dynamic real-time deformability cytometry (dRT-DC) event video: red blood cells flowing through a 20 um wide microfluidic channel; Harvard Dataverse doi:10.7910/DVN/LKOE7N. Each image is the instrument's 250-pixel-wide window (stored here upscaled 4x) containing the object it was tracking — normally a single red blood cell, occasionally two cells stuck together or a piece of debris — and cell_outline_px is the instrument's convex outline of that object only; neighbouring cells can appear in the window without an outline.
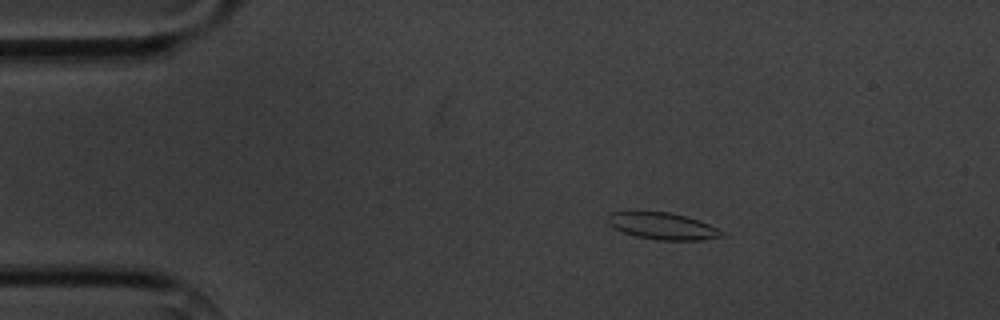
{"species": "common noctule bat (a hibernating species)", "species_latin": "Nyctalus noctula", "temperature_condition": "cold", "stored_images_in_passage": 4, "camera_frame_rate_fps": 3000, "um_per_image_px": 0.085, "animal": {"sex": "male", "body_mass_g": 20.1, "forearm_length_mm": 53.5}, "frame": {"image": 1, "passage_image": 1, "time_ms": 0.0, "image_size_px": [1000, 320], "cell_outline_px": [[724, 236], [700, 240], [660, 240], [636, 236], [624, 232], [608, 224], [608, 216], [612, 212], [672, 212], [700, 220], [716, 228]], "centroid_in_image_um": [56.32, 19.21], "position_along_channel_um": 28.7, "area_um2": 17.46}}
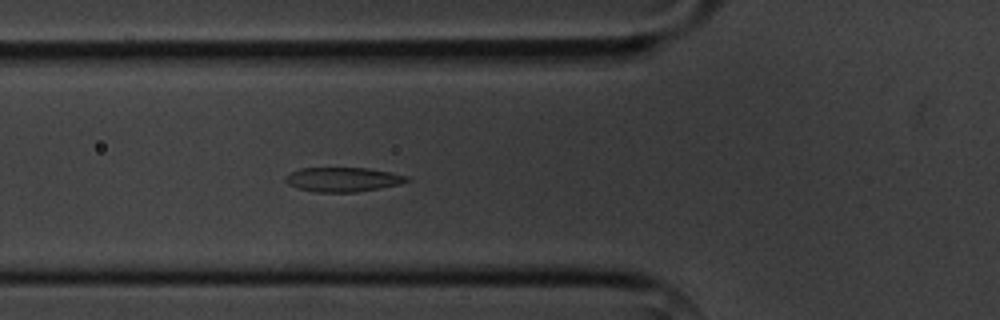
{"frame": {"image": 2, "passage_image": 4, "time_ms": 3.333, "image_size_px": [1000, 320], "cell_outline_px": [[412, 180], [400, 184], [380, 188], [356, 192], [316, 192], [300, 188], [288, 184], [284, 180], [284, 176], [288, 172], [300, 168], [368, 168], [408, 176]], "centroid_in_image_um": [29.13, 15.25], "position_along_channel_um": 96.7, "area_um2": 17.28}}